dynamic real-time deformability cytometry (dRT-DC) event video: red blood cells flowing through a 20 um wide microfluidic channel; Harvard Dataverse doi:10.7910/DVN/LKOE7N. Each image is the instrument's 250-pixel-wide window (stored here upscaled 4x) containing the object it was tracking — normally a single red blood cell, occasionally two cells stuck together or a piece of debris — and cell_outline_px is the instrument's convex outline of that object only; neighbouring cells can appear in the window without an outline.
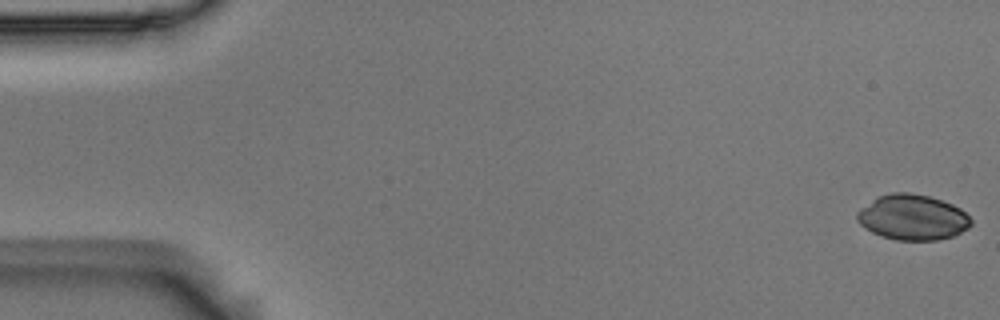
{"species": "Egyptian fruit bat (a non-hibernating species)", "species_latin": "Rousettus aegyptiacus", "temperature_condition": "room temperature", "stored_images_in_passage": 55, "camera_frame_rate_fps": 3000, "um_per_image_px": 0.085, "animal": {"sex": "male"}, "frame": {"image": 1, "passage_image": 1, "time_ms": 0.0, "image_size_px": [1000, 320], "cell_outline_px": [[972, 224], [968, 228], [952, 236], [936, 240], [896, 240], [872, 232], [864, 228], [856, 220], [856, 212], [860, 208], [872, 200], [880, 196], [892, 192], [908, 192], [928, 196], [952, 204], [960, 208], [972, 220]], "centroid_in_image_um": [77.55, 18.47], "position_along_channel_um": 7.5, "area_um2": 30.0}}
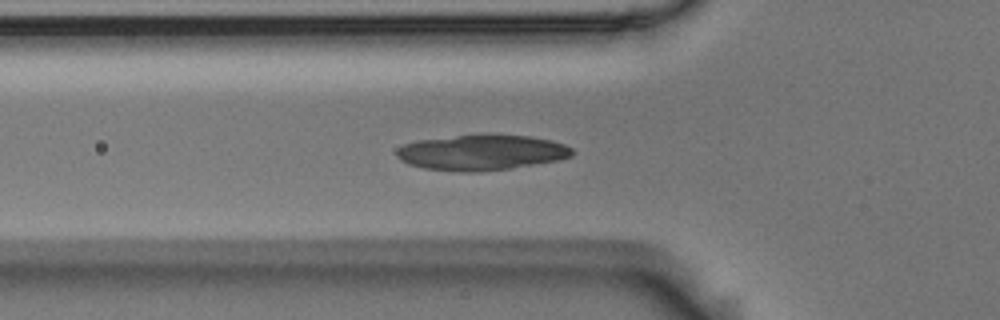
{"frame": {"image": 2, "passage_image": 19, "time_ms": 6.0, "image_size_px": [1000, 320], "cell_outline_px": [[576, 152], [572, 156], [560, 160], [508, 168], [480, 172], [460, 172], [424, 168], [408, 164], [400, 160], [396, 156], [396, 152], [404, 144], [416, 140], [456, 136], [528, 136], [552, 140], [564, 144], [572, 148]], "centroid_in_image_um": [40.94, 12.98], "position_along_channel_um": 84.9, "area_um2": 35.84}}
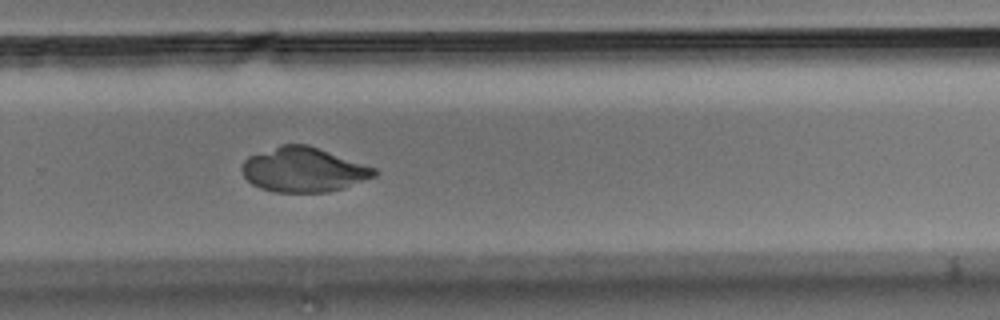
{"frame": {"image": 3, "passage_image": 37, "time_ms": 12.0, "image_size_px": [1000, 320], "cell_outline_px": [[376, 176], [344, 188], [328, 192], [272, 192], [260, 188], [252, 184], [244, 176], [240, 168], [244, 160], [248, 156], [280, 144], [308, 144], [376, 168]], "centroid_in_image_um": [25.78, 14.42], "position_along_channel_um": 304.0, "area_um2": 34.56}}